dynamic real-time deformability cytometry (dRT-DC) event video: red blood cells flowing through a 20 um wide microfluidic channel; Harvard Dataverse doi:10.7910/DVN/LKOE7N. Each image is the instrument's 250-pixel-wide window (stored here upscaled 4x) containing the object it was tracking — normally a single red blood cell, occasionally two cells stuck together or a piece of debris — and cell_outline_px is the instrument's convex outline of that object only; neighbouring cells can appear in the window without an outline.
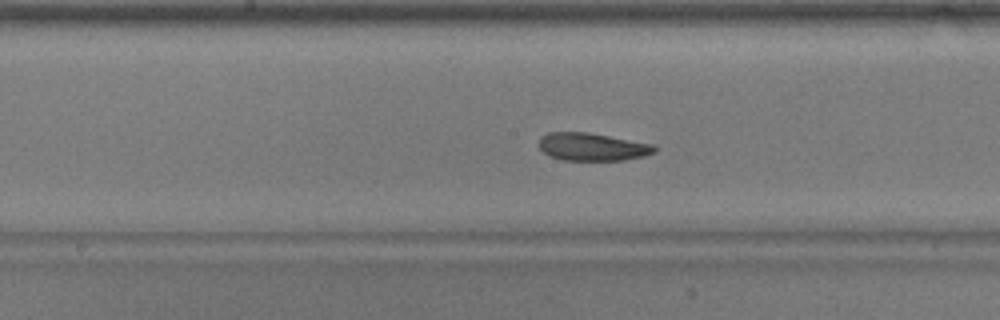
{"species": "common noctule bat (a hibernating species)", "species_latin": "Nyctalus noctula", "temperature_condition": "warm", "stored_images_in_passage": 52, "camera_frame_rate_fps": 3000, "um_per_image_px": 0.085, "animal": {"sex": "male", "body_mass_g": 17.9}, "frame": {"image": 1, "passage_image": 27, "time_ms": 8.667, "image_size_px": [1000, 320], "cell_outline_px": [[656, 152], [644, 156], [624, 160], [564, 160], [548, 156], [536, 144], [540, 136], [548, 132], [588, 132], [652, 144], [656, 148]], "centroid_in_image_um": [50.29, 12.48], "position_along_channel_um": 197.9, "area_um2": 18.84}}
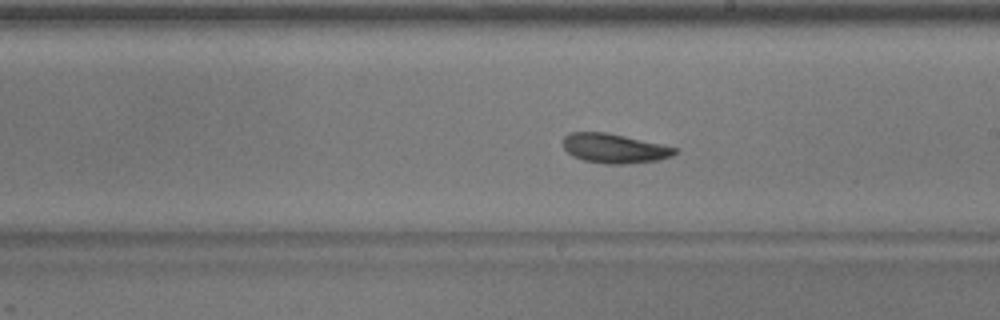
{"frame": {"image": 2, "passage_image": 30, "time_ms": 9.667, "image_size_px": [1000, 320], "cell_outline_px": [[676, 152], [672, 156], [660, 160], [620, 164], [608, 164], [584, 160], [572, 156], [564, 148], [564, 136], [572, 132], [608, 132], [660, 144], [676, 148]], "centroid_in_image_um": [52.21, 12.61], "position_along_channel_um": 236.8, "area_um2": 18.96}}
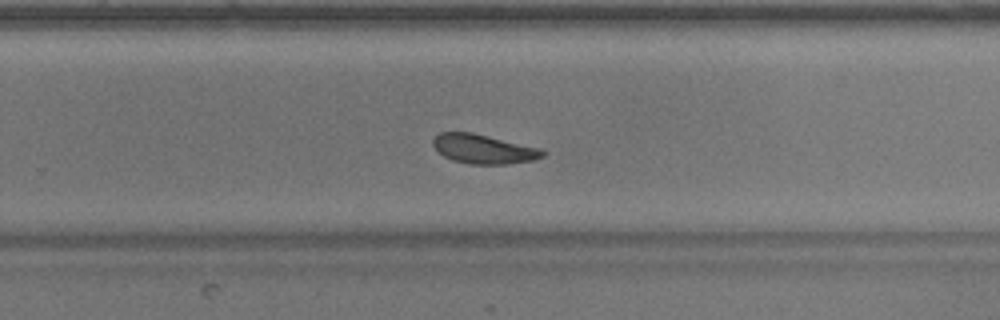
{"frame": {"image": 3, "passage_image": 34, "time_ms": 11.0, "image_size_px": [1000, 320], "cell_outline_px": [[548, 152], [544, 156], [532, 160], [508, 164], [468, 164], [452, 160], [444, 156], [432, 144], [432, 140], [440, 132], [472, 132], [540, 148]], "centroid_in_image_um": [41.11, 12.67], "position_along_channel_um": 288.7, "area_um2": 18.67}}